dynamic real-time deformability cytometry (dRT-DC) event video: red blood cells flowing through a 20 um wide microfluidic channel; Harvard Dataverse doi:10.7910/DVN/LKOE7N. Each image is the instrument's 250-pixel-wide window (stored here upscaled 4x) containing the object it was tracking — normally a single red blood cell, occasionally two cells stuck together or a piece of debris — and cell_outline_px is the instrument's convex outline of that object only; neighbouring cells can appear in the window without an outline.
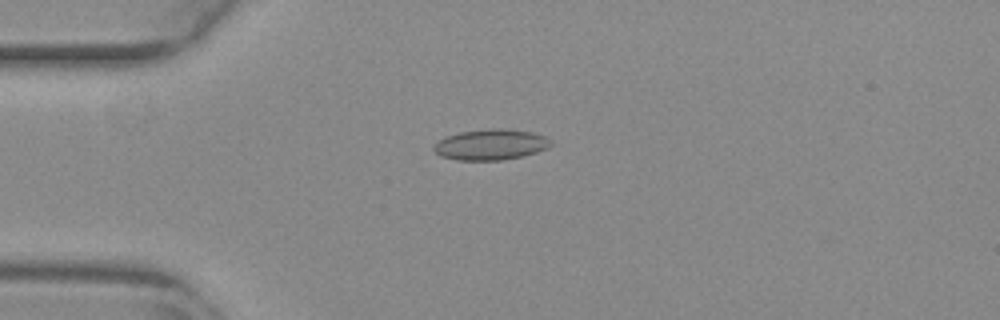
{"species": "common noctule bat (a hibernating species)", "species_latin": "Nyctalus noctula", "temperature_condition": "warm", "stored_images_in_passage": 50, "camera_frame_rate_fps": 3000, "um_per_image_px": 0.085, "animal": {"sex": "female", "body_mass_g": 29.2, "forearm_length_mm": 56.3}, "frame": {"image": 1, "passage_image": 10, "time_ms": 3.0, "image_size_px": [1000, 320], "cell_outline_px": [[552, 144], [548, 148], [536, 152], [520, 156], [500, 160], [456, 160], [440, 156], [432, 148], [432, 144], [444, 136], [460, 132], [488, 128], [500, 128], [532, 132], [544, 136]], "centroid_in_image_um": [41.64, 12.28], "position_along_channel_um": 43.4, "area_um2": 20.98}}
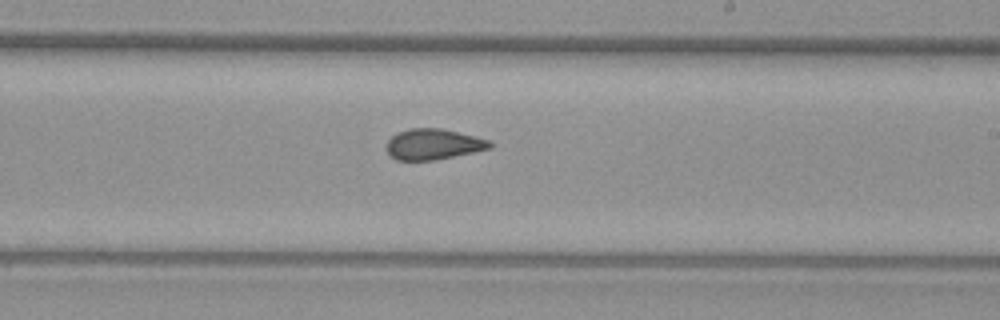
{"frame": {"image": 2, "passage_image": 28, "time_ms": 9.0, "image_size_px": [1000, 320], "cell_outline_px": [[492, 148], [432, 160], [396, 160], [388, 156], [388, 140], [396, 132], [408, 128], [440, 128], [492, 140]], "centroid_in_image_um": [36.82, 12.25], "position_along_channel_um": 252.2, "area_um2": 18.44}}
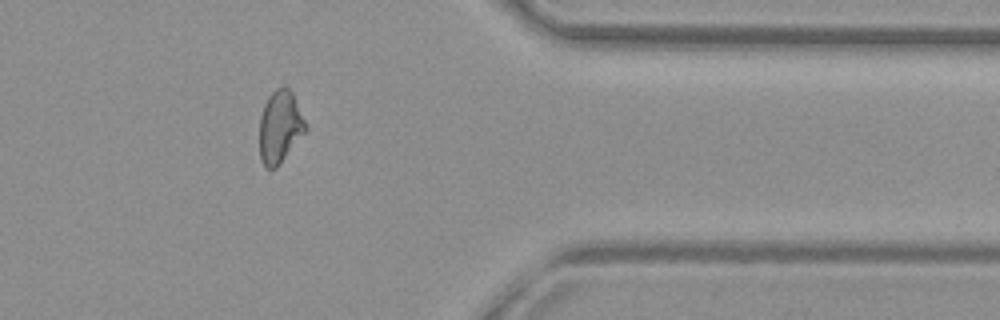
{"frame": {"image": 3, "passage_image": 40, "time_ms": 13.0, "image_size_px": [1000, 320], "cell_outline_px": [[308, 128], [280, 164], [276, 168], [264, 168], [260, 160], [260, 116], [264, 104], [268, 96], [276, 88], [288, 88], [292, 92]], "centroid_in_image_um": [23.78, 10.81], "position_along_channel_um": 387.6, "area_um2": 19.31}, "authors_computed_cell_mechanics": {"area_um2": 19.652, "velocity_mm_per_s": 3.8435, "shape_relaxation_time_tau1_ms": null, "shape_relaxation_time_tau2_ms": 1.3815, "deformation_change_tau1": null, "deformation_change_tau2": 0.0724}}